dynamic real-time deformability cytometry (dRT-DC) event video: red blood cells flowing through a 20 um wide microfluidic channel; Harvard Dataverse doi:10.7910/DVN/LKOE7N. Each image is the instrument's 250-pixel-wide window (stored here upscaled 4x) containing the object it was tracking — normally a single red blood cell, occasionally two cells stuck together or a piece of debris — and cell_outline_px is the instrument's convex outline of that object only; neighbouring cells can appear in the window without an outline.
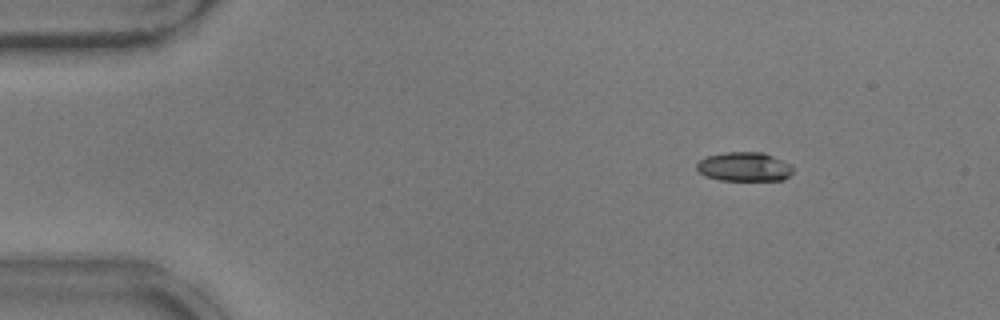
{"species": "common noctule bat (a hibernating species)", "species_latin": "Nyctalus noctula", "temperature_condition": "warm", "stored_images_in_passage": 53, "camera_frame_rate_fps": 3000, "um_per_image_px": 0.085, "animal": {"sex": "male", "body_mass_g": 17.9}, "frame": {"image": 1, "passage_image": 8, "time_ms": 2.333, "image_size_px": [1000, 320], "cell_outline_px": [[792, 172], [788, 176], [780, 180], [720, 180], [704, 176], [696, 168], [696, 164], [700, 160], [708, 156], [724, 152], [764, 152], [788, 164], [792, 168]], "centroid_in_image_um": [63.21, 14.17], "position_along_channel_um": 21.8, "area_um2": 16.13}}
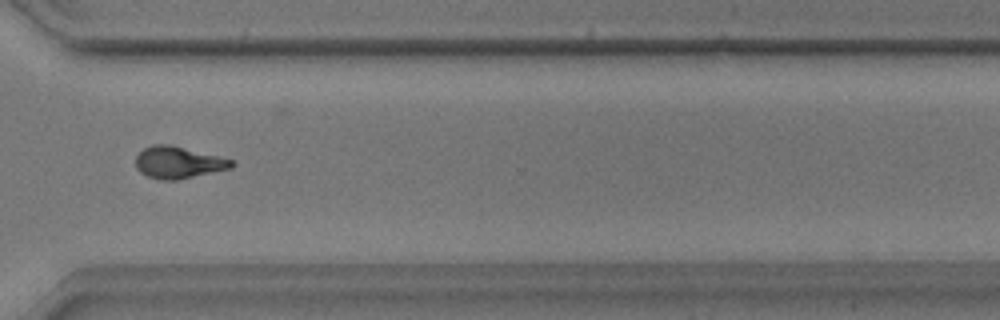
{"frame": {"image": 2, "passage_image": 40, "time_ms": 13.0, "image_size_px": [1000, 320], "cell_outline_px": [[236, 164], [232, 168], [176, 180], [160, 180], [148, 176], [140, 172], [136, 168], [136, 156], [144, 148], [152, 144], [172, 144], [232, 160]], "centroid_in_image_um": [15.14, 13.8], "position_along_channel_um": 355.5, "area_um2": 17.8}}
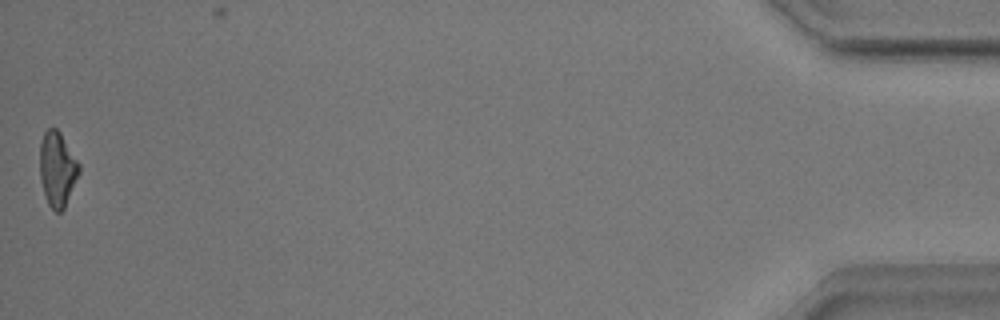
{"frame": {"image": 3, "passage_image": 53, "time_ms": 17.333, "image_size_px": [1000, 320], "cell_outline_px": [[80, 172], [64, 208], [60, 212], [56, 212], [48, 204], [40, 180], [40, 144], [44, 132], [48, 128], [56, 128], [60, 132], [80, 164]], "centroid_in_image_um": [4.87, 14.36], "position_along_channel_um": 430.3, "area_um2": 16.99}, "authors_computed_cell_mechanics": {"area_um2": 17.2822, "velocity_mm_per_s": 3.8932, "shape_relaxation_time_tau1_ms": 3.9113, "shape_relaxation_time_tau2_ms": 3.1534, "deformation_change_tau1": 0.1551, "deformation_change_tau2": 0.0882}}